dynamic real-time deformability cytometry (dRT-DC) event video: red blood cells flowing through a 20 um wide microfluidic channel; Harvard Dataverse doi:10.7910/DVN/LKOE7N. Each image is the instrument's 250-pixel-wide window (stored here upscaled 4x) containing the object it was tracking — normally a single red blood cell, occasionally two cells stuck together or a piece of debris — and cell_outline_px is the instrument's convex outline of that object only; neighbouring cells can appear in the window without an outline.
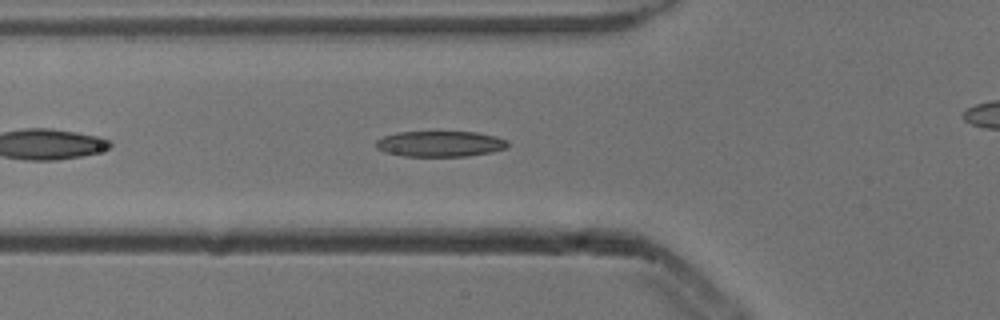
{"species": "common noctule bat (a hibernating species)", "species_latin": "Nyctalus noctula", "temperature_condition": "cold", "stored_images_in_passage": 41, "camera_frame_rate_fps": 3000, "um_per_image_px": 0.085, "animal": {"sex": "male", "body_mass_g": 13.3}, "frame": {"image": 1, "passage_image": 6, "time_ms": 1.667, "image_size_px": [1000, 320], "cell_outline_px": [[508, 144], [504, 148], [492, 152], [468, 156], [404, 156], [384, 152], [376, 148], [376, 140], [384, 136], [396, 132], [476, 132], [496, 136], [508, 140]], "centroid_in_image_um": [37.4, 12.22], "position_along_channel_um": 88.4, "area_um2": 19.77}}
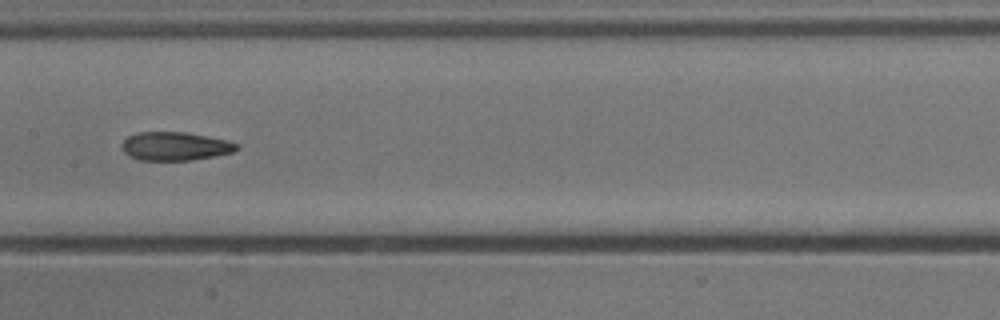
{"frame": {"image": 2, "passage_image": 14, "time_ms": 4.333, "image_size_px": [1000, 320], "cell_outline_px": [[236, 148], [232, 152], [192, 160], [140, 160], [128, 156], [124, 152], [120, 144], [128, 136], [140, 132], [184, 132], [224, 140], [236, 144]], "centroid_in_image_um": [14.78, 12.43], "position_along_channel_um": 192.6, "area_um2": 18.67}}
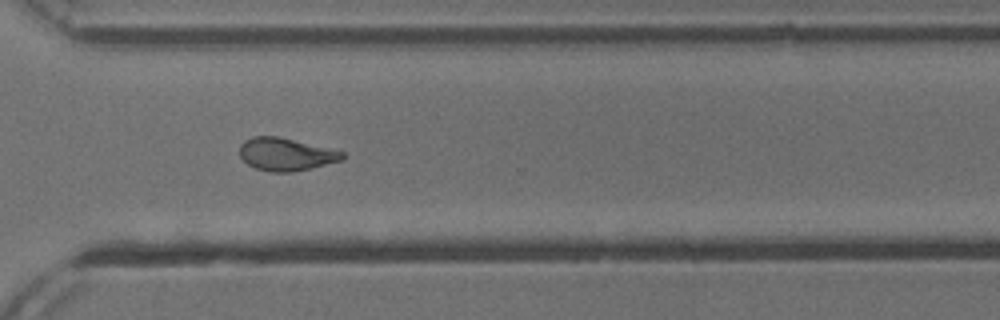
{"frame": {"image": 3, "passage_image": 26, "time_ms": 8.333, "image_size_px": [1000, 320], "cell_outline_px": [[344, 160], [312, 168], [292, 172], [272, 172], [256, 168], [248, 164], [240, 156], [240, 144], [244, 140], [252, 136], [280, 136], [344, 152]], "centroid_in_image_um": [24.3, 13.11], "position_along_channel_um": 346.3, "area_um2": 19.65}, "authors_computed_cell_mechanics": {"area_um2": 19.7676, "velocity_mm_per_s": 3.8726, "shape_relaxation_time_tau1_ms": 6.1707, "shape_relaxation_time_tau2_ms": 2.1534, "deformation_change_tau1": 0.1959, "deformation_change_tau2": 0.0958}}